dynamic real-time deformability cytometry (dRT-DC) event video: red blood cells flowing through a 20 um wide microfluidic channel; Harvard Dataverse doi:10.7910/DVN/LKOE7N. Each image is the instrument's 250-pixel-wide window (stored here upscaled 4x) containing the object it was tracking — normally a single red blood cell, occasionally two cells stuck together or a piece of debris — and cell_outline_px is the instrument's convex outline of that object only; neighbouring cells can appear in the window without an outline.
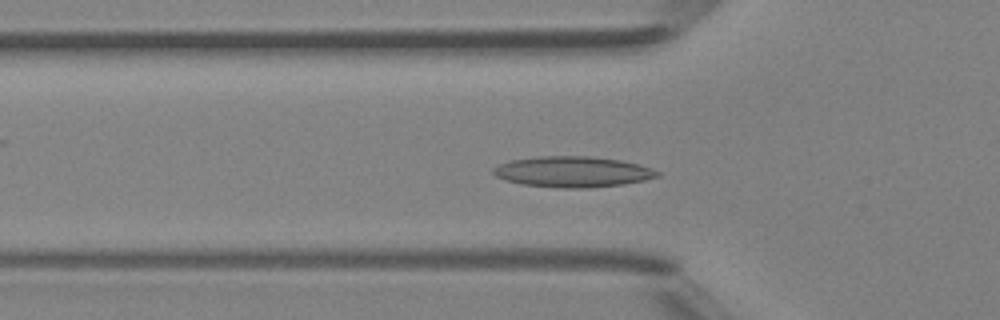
{"species": "Egyptian fruit bat (a non-hibernating species)", "species_latin": "Rousettus aegyptiacus", "temperature_condition": "room temperature", "stored_images_in_passage": 49, "camera_frame_rate_fps": 3000, "um_per_image_px": 0.085, "animal": {"sex": "female"}, "frame": {"image": 1, "passage_image": 16, "time_ms": 5.0, "image_size_px": [1000, 320], "cell_outline_px": [[660, 176], [644, 180], [624, 184], [588, 188], [556, 188], [524, 184], [504, 180], [496, 176], [492, 172], [492, 168], [508, 160], [540, 156], [592, 156], [620, 160], [640, 164], [652, 168], [660, 172]], "centroid_in_image_um": [48.68, 14.6], "position_along_channel_um": 77.1, "area_um2": 29.65}}
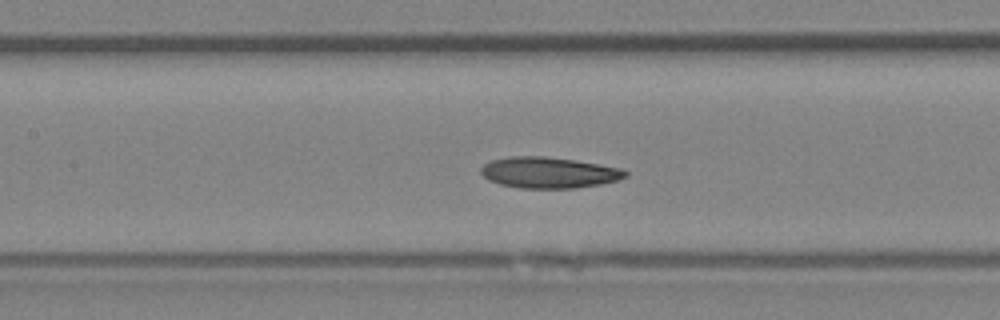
{"frame": {"image": 2, "passage_image": 22, "time_ms": 7.0, "image_size_px": [1000, 320], "cell_outline_px": [[628, 176], [616, 180], [600, 184], [576, 188], [520, 188], [500, 184], [488, 180], [480, 172], [480, 168], [484, 164], [492, 160], [508, 156], [544, 156], [576, 160], [620, 168], [628, 172]], "centroid_in_image_um": [46.63, 14.66], "position_along_channel_um": 160.8, "area_um2": 26.13}}
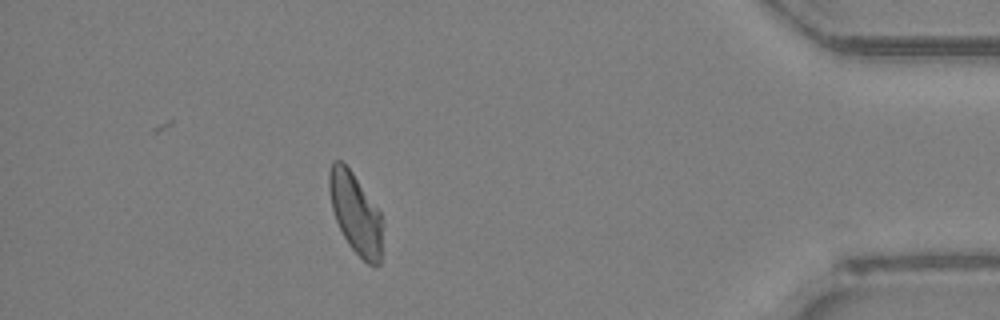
{"frame": {"image": 3, "passage_image": 43, "time_ms": 14.0, "image_size_px": [1000, 320], "cell_outline_px": [[384, 224], [380, 264], [368, 264], [348, 244], [336, 220], [332, 208], [328, 188], [328, 172], [332, 160], [340, 160], [352, 172], [380, 212]], "centroid_in_image_um": [30.23, 18.12], "position_along_channel_um": 405.0, "area_um2": 25.09}, "authors_computed_cell_mechanics": {"area_um2": 26.1834, "velocity_mm_per_s": 4.1801, "shape_relaxation_time_tau1_ms": 4.9474, "shape_relaxation_time_tau2_ms": 5.9873, "deformation_change_tau1": 0.1367, "deformation_change_tau2": 0.1359}}